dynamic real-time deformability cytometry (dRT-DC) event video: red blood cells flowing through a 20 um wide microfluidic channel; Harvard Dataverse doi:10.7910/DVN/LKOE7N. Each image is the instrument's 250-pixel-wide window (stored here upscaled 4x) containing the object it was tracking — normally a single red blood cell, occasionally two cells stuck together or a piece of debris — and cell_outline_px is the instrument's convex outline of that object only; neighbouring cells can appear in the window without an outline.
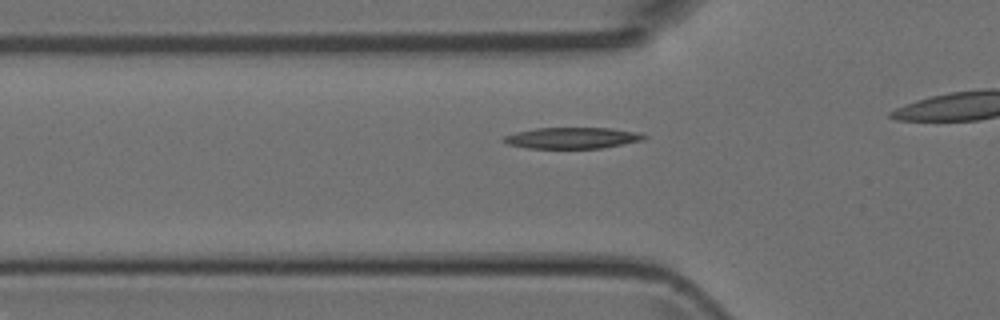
{"species": "Egyptian fruit bat (a non-hibernating species)", "species_latin": "Rousettus aegyptiacus", "temperature_condition": "room temperature", "stored_images_in_passage": 12, "camera_frame_rate_fps": 3000, "um_per_image_px": 0.085, "animal": {"sex": "female"}, "frame": {"image": 1, "passage_image": 7, "time_ms": 2.0, "image_size_px": [1000, 320], "cell_outline_px": [[648, 136], [644, 140], [600, 148], [528, 148], [508, 144], [500, 140], [504, 136], [516, 132], [536, 128], [612, 128], [640, 132]], "centroid_in_image_um": [48.65, 11.72], "position_along_channel_um": 77.1, "area_um2": 17.34}}
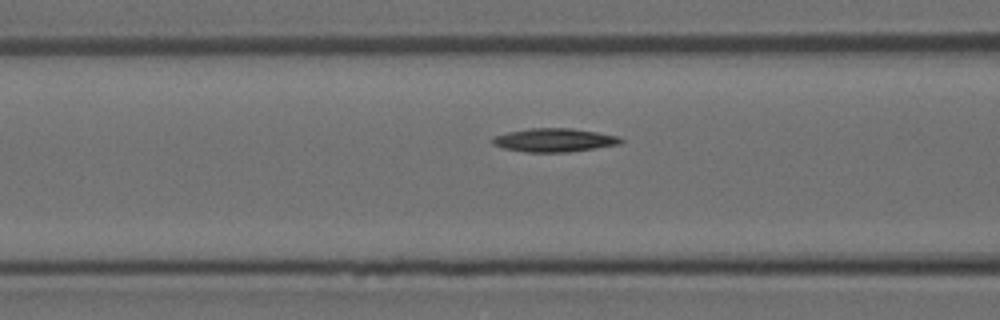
{"frame": {"image": 2, "passage_image": 10, "time_ms": 3.0, "image_size_px": [1000, 320], "cell_outline_px": [[624, 140], [620, 144], [596, 148], [568, 152], [528, 152], [504, 148], [492, 144], [492, 136], [508, 132], [528, 128], [572, 128], [620, 136]], "centroid_in_image_um": [47.12, 11.9], "position_along_channel_um": 119.5, "area_um2": 17.63}}